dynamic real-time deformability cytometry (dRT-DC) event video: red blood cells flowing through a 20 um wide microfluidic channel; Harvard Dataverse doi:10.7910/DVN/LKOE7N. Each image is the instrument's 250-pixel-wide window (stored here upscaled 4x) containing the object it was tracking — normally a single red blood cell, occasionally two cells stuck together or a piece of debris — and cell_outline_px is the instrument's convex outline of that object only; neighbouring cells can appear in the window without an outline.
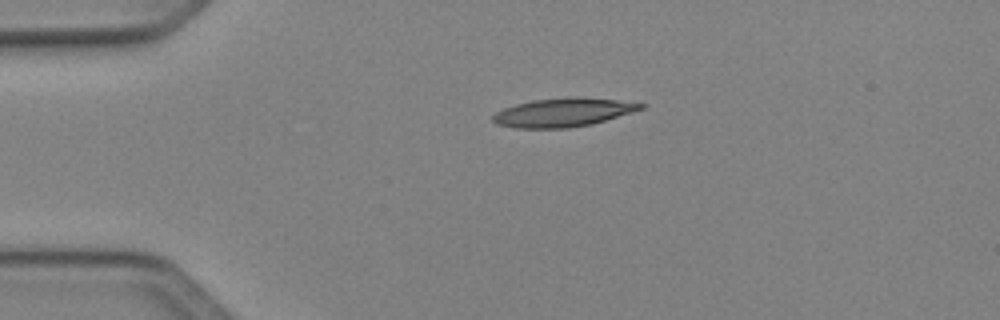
{"species": "Egyptian fruit bat (a non-hibernating species)", "species_latin": "Rousettus aegyptiacus", "temperature_condition": "cold", "stored_images_in_passage": 39, "camera_frame_rate_fps": 3000, "um_per_image_px": 0.085, "animal": {"sex": "female"}, "frame": {"image": 1, "passage_image": 1, "time_ms": 0.0, "image_size_px": [1000, 320], "cell_outline_px": [[648, 104], [644, 108], [592, 124], [568, 128], [516, 128], [496, 124], [492, 120], [492, 116], [496, 112], [504, 108], [516, 104], [532, 100], [568, 96], [576, 96], [616, 100]], "centroid_in_image_um": [47.85, 9.55], "position_along_channel_um": 37.2, "area_um2": 24.74}}
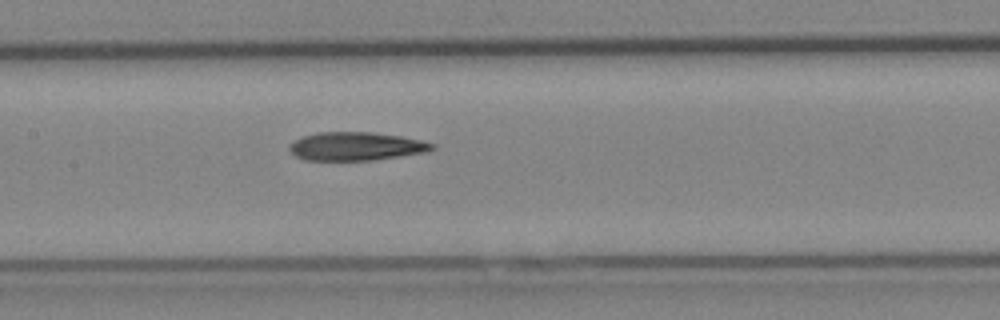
{"frame": {"image": 2, "passage_image": 14, "time_ms": 4.333, "image_size_px": [1000, 320], "cell_outline_px": [[436, 148], [428, 152], [372, 160], [304, 160], [296, 156], [288, 148], [288, 144], [292, 140], [300, 136], [316, 132], [372, 132], [400, 136], [420, 140], [436, 144]], "centroid_in_image_um": [30.23, 12.43], "position_along_channel_um": 177.2, "area_um2": 23.87}}
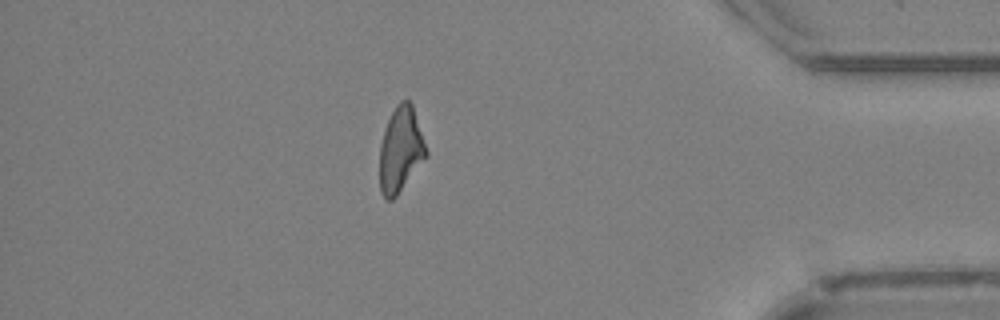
{"frame": {"image": 3, "passage_image": 33, "time_ms": 10.667, "image_size_px": [1000, 320], "cell_outline_px": [[428, 156], [396, 196], [392, 200], [388, 200], [380, 192], [380, 144], [384, 128], [396, 104], [400, 100], [408, 100], [412, 104], [428, 152]], "centroid_in_image_um": [34.05, 12.72], "position_along_channel_um": 401.1, "area_um2": 23.06}, "authors_computed_cell_mechanics": {"area_um2": 23.8714, "velocity_mm_per_s": 4.1168, "shape_relaxation_time_tau1_ms": null, "shape_relaxation_time_tau2_ms": 5.9089, "deformation_change_tau1": null, "deformation_change_tau2": 0.1793}}